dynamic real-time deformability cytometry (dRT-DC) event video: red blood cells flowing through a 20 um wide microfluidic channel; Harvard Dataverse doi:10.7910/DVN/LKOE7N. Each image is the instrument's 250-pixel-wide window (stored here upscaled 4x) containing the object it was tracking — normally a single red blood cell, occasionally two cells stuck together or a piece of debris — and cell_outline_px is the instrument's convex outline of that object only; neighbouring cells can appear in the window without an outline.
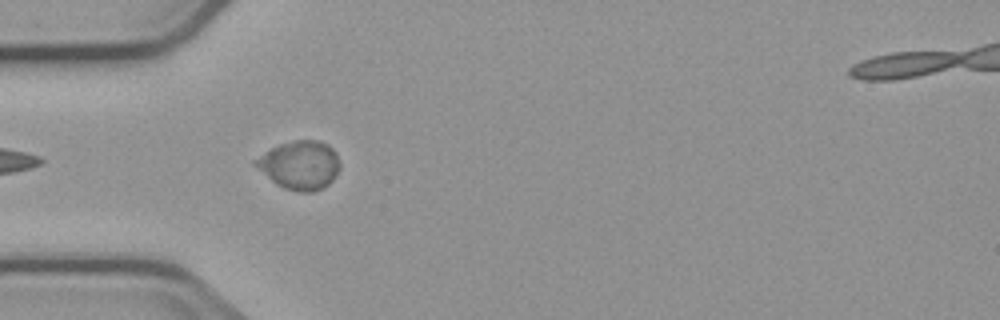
{"species": "common noctule bat (a hibernating species)", "species_latin": "Nyctalus noctula", "temperature_condition": "cold", "stored_images_in_passage": 3, "camera_frame_rate_fps": 3000, "um_per_image_px": 0.085, "animal": {"sex": "male", "body_mass_g": 23.1, "forearm_length_mm": 52.7}, "frame": {"image": 1, "passage_image": 2, "time_ms": 3.333, "image_size_px": [1000, 320], "cell_outline_px": [[340, 168], [336, 176], [328, 184], [312, 192], [300, 192], [284, 188], [276, 184], [252, 164], [252, 160], [272, 148], [280, 144], [296, 140], [316, 140], [328, 144], [336, 152], [340, 164]], "centroid_in_image_um": [25.48, 14.03], "position_along_channel_um": 59.5, "area_um2": 23.87}}
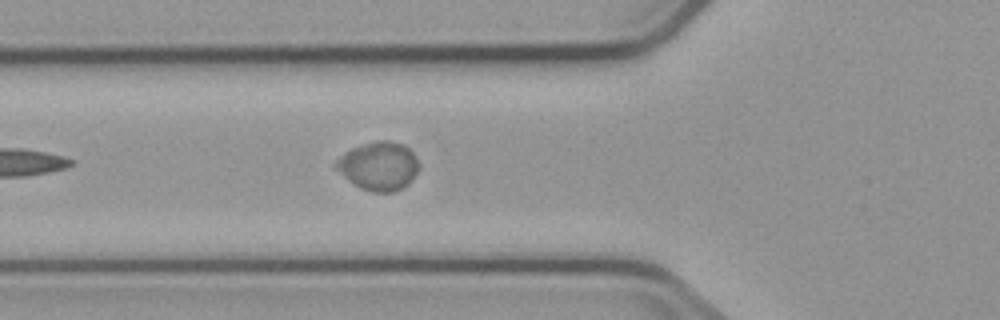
{"frame": {"image": 2, "passage_image": 3, "time_ms": 4.333, "image_size_px": [1000, 320], "cell_outline_px": [[420, 168], [412, 180], [408, 184], [392, 192], [372, 192], [360, 188], [348, 180], [332, 164], [336, 160], [352, 148], [380, 140], [384, 140], [404, 144], [412, 152], [420, 164]], "centroid_in_image_um": [32.21, 14.12], "position_along_channel_um": 93.6, "area_um2": 23.24}}